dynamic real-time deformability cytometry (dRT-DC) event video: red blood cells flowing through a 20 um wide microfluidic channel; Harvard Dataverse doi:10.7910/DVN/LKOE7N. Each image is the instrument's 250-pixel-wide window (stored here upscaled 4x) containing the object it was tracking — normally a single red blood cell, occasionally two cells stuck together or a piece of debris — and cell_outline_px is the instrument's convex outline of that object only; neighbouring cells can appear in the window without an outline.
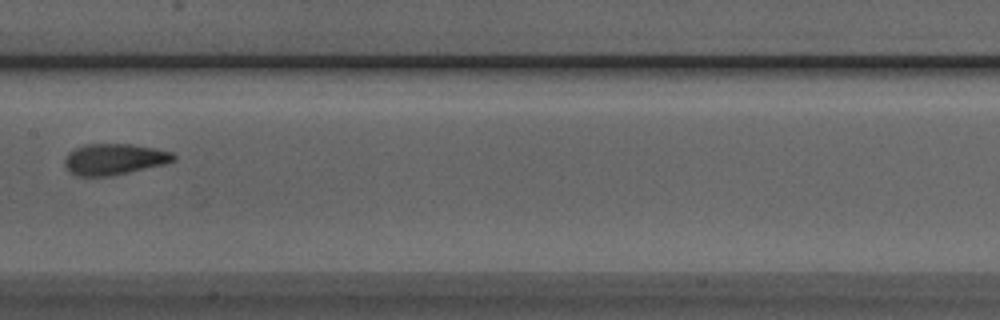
{"species": "Egyptian fruit bat (a non-hibernating species)", "species_latin": "Rousettus aegyptiacus", "temperature_condition": "room temperature", "stored_images_in_passage": 5, "camera_frame_rate_fps": 3000, "um_per_image_px": 0.085, "animal": {"sex": "male"}, "frame": {"image": 1, "passage_image": 5, "time_ms": 1.333, "image_size_px": [1000, 320], "cell_outline_px": [[176, 160], [164, 164], [112, 176], [76, 176], [64, 164], [64, 160], [68, 152], [84, 144], [132, 144], [156, 148], [172, 152], [176, 156]], "centroid_in_image_um": [9.73, 13.53], "position_along_channel_um": 197.7, "area_um2": 19.77}}